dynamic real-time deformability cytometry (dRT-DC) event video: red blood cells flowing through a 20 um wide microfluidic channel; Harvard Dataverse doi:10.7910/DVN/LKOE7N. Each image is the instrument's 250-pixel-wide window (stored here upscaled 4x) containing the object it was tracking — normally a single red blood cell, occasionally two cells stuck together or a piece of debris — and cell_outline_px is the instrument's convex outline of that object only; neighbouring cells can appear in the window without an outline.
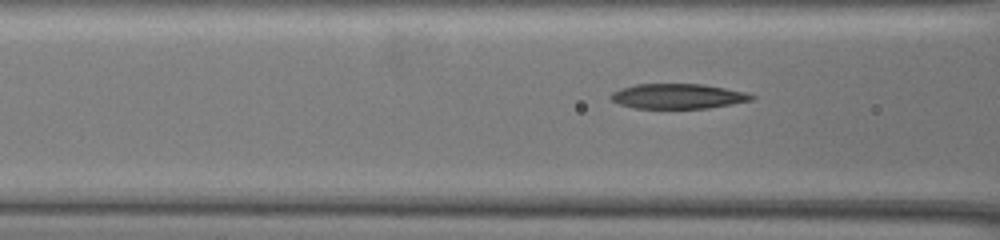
{"species": "common noctule bat (a hibernating species)", "species_latin": "Nyctalus noctula", "temperature_condition": "warm", "stored_images_in_passage": 32, "camera_frame_rate_fps": 3000, "um_per_image_px": 0.085, "animal": {"sex": "female", "body_mass_g": 19.5, "forearm_length_mm": 54.1}, "frame": {"image": 1, "passage_image": 4, "time_ms": 1.0, "image_size_px": [1000, 240], "cell_outline_px": [[756, 96], [752, 100], [732, 104], [708, 108], [636, 108], [620, 104], [612, 100], [608, 96], [612, 92], [620, 88], [636, 84], [704, 84], [744, 92]], "centroid_in_image_um": [57.6, 8.17], "position_along_channel_um": 109.0, "area_um2": 20.4}}
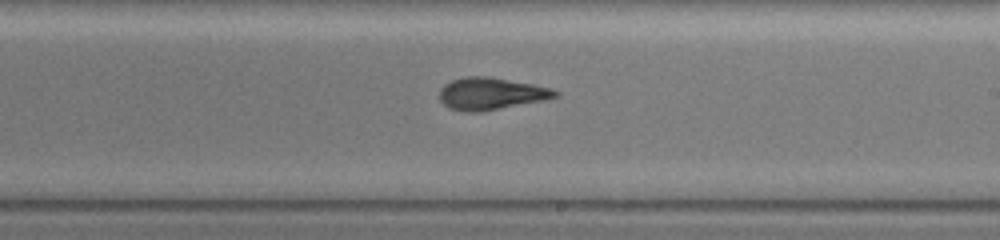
{"frame": {"image": 2, "passage_image": 16, "time_ms": 5.0, "image_size_px": [1000, 240], "cell_outline_px": [[560, 96], [484, 112], [468, 112], [448, 108], [440, 100], [440, 88], [444, 84], [452, 80], [464, 76], [492, 76], [532, 84], [548, 88], [560, 92]], "centroid_in_image_um": [41.7, 7.95], "position_along_channel_um": 247.3, "area_um2": 21.73}}
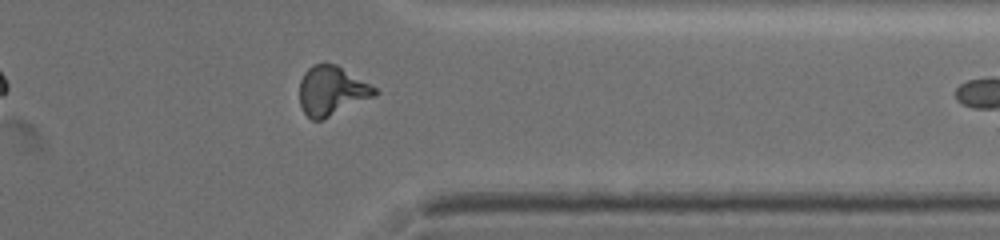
{"frame": {"image": 3, "passage_image": 28, "time_ms": 9.0, "image_size_px": [1000, 240], "cell_outline_px": [[380, 92], [376, 96], [324, 120], [312, 120], [304, 112], [300, 104], [300, 80], [304, 72], [312, 64], [336, 64], [376, 88]], "centroid_in_image_um": [28.2, 7.74], "position_along_channel_um": 383.2, "area_um2": 21.73}}